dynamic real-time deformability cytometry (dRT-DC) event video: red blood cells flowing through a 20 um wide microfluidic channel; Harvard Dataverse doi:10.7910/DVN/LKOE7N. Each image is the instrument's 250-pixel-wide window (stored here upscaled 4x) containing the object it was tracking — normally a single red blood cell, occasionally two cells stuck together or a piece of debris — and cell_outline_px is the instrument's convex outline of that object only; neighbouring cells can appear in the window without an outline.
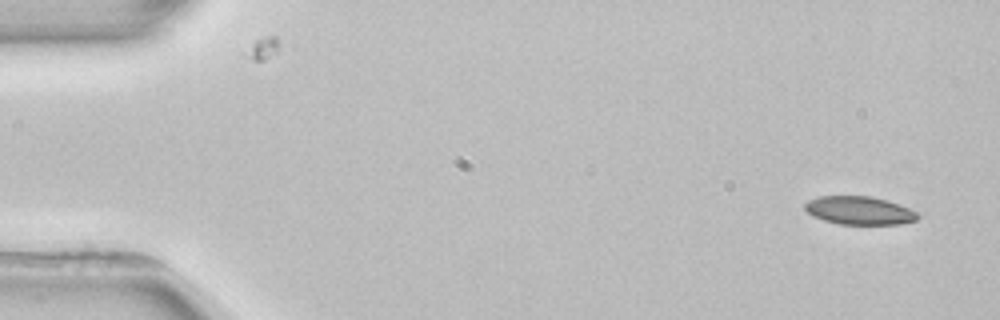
{"species": "common noctule bat (a hibernating species)", "species_latin": "Nyctalus noctula", "temperature_condition": "room temperature", "stored_images_in_passage": 3, "camera_frame_rate_fps": 3000, "um_per_image_px": 0.085, "animal": {"sex": "female", "body_mass_g": 22.7, "forearm_length_mm": 54.2}, "frame": {"image": 1, "passage_image": 1, "time_ms": 0.0, "image_size_px": [1000, 320], "cell_outline_px": [[920, 216], [916, 220], [900, 224], [840, 224], [824, 220], [812, 216], [804, 208], [804, 204], [808, 200], [820, 196], [872, 196], [888, 200], [908, 208], [916, 212]], "centroid_in_image_um": [73.03, 17.88], "position_along_channel_um": 12.0, "area_um2": 18.55}}